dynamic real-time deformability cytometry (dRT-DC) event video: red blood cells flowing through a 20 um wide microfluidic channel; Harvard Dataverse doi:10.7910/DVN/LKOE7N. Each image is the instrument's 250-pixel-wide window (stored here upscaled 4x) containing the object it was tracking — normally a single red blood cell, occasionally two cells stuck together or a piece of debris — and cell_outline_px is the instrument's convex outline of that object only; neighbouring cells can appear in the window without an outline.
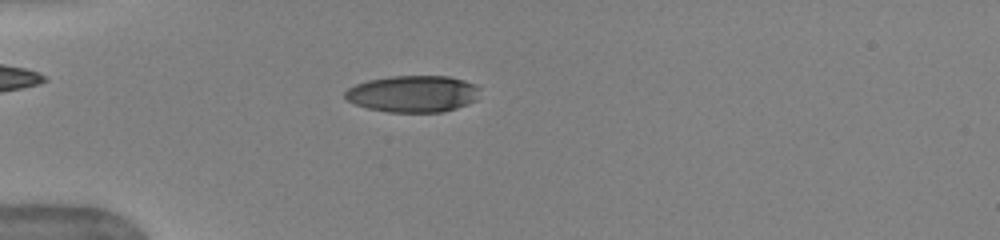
{"species": "human", "species_latin": "Homo sapiens", "temperature_condition": "warm", "stored_images_in_passage": 39, "camera_frame_rate_fps": 3000, "um_per_image_px": 0.085, "donor": {"sex": "female"}, "frame": {"image": 1, "passage_image": 3, "time_ms": 0.667, "image_size_px": [1000, 240], "cell_outline_px": [[480, 88], [476, 100], [468, 104], [444, 112], [388, 112], [368, 108], [356, 104], [348, 100], [344, 96], [344, 92], [348, 88], [356, 84], [368, 80], [392, 76], [448, 76], [464, 80], [476, 84]], "centroid_in_image_um": [35.13, 7.97], "position_along_channel_um": 49.9, "area_um2": 28.9}}
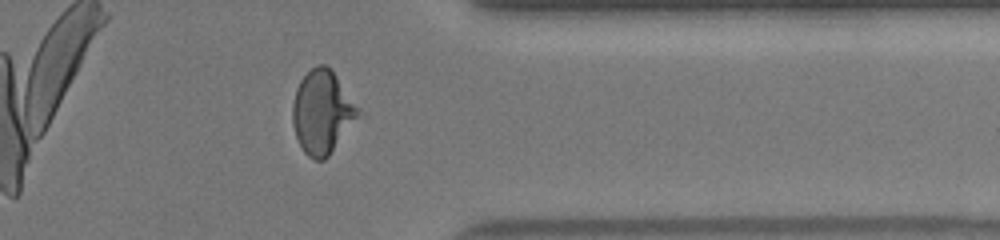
{"frame": {"image": 2, "passage_image": 30, "time_ms": 9.667, "image_size_px": [1000, 240], "cell_outline_px": [[364, 116], [328, 156], [324, 160], [316, 160], [308, 156], [304, 152], [296, 136], [292, 124], [292, 104], [296, 88], [300, 80], [316, 64], [324, 64], [332, 68], [364, 112]], "centroid_in_image_um": [27.47, 9.52], "position_along_channel_um": 383.9, "area_um2": 33.0}}
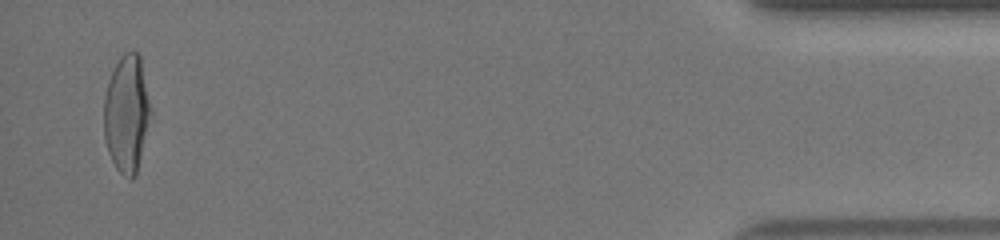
{"frame": {"image": 3, "passage_image": 38, "time_ms": 12.333, "image_size_px": [1000, 240], "cell_outline_px": [[152, 112], [136, 172], [132, 180], [128, 180], [116, 168], [108, 152], [104, 136], [104, 96], [108, 80], [120, 56], [124, 52], [132, 48], [140, 56]], "centroid_in_image_um": [10.76, 9.63], "position_along_channel_um": 424.4, "area_um2": 32.02}, "authors_computed_cell_mechanics": {"area_um2": 31.0964, "velocity_mm_per_s": 3.9841, "shape_relaxation_time_tau1_ms": 4.7857, "shape_relaxation_time_tau2_ms": 0.7727, "deformation_change_tau1": 0.216, "deformation_change_tau2": 0.0702}}